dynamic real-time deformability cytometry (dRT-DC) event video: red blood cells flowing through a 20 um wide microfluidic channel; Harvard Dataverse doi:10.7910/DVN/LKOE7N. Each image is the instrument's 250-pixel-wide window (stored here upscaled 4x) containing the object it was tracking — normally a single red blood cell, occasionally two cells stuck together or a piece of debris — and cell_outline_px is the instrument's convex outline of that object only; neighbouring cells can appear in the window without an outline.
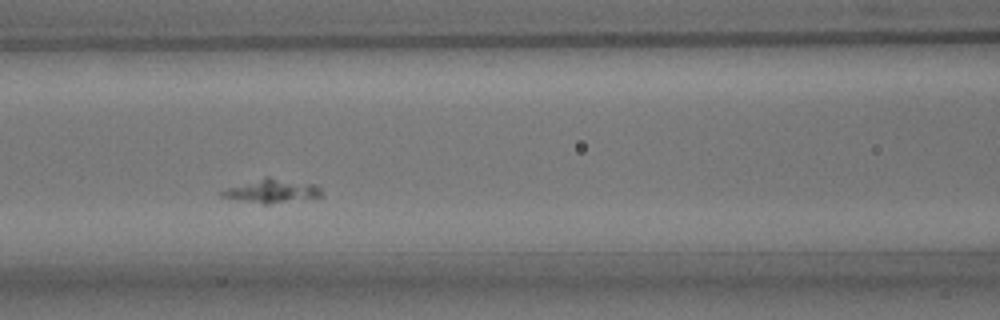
{"species": "common noctule bat (a hibernating species)", "species_latin": "Nyctalus noctula", "temperature_condition": "room temperature", "stored_images_in_passage": 7, "camera_frame_rate_fps": 3000, "um_per_image_px": 0.085, "animal": {"sex": "male", "body_mass_g": 15.6}, "frame": {"image": 1, "passage_image": 4, "time_ms": 4.333, "image_size_px": [1000, 320], "cell_outline_px": [[324, 196], [268, 204], [264, 204], [232, 200], [220, 196], [216, 192], [264, 176], [268, 176], [316, 184], [324, 192]], "centroid_in_image_um": [23.09, 16.23], "position_along_channel_um": 143.5, "area_um2": 14.1}}
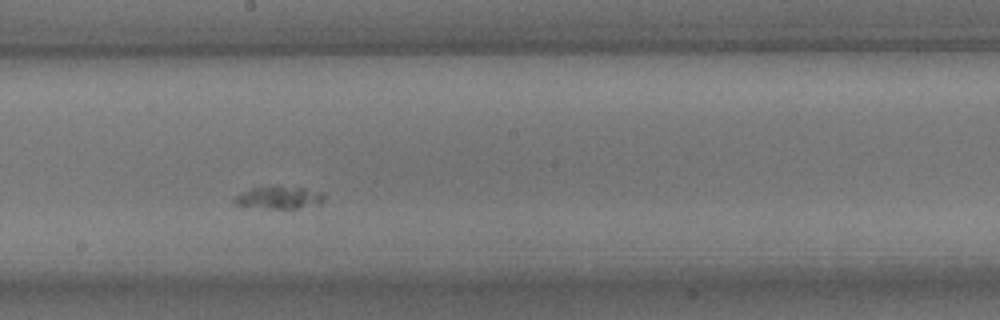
{"frame": {"image": 2, "passage_image": 6, "time_ms": 6.667, "image_size_px": [1000, 320], "cell_outline_px": [[324, 200], [320, 204], [296, 208], [268, 208], [236, 204], [232, 200], [236, 196], [252, 188], [304, 188], [320, 192], [324, 196]], "centroid_in_image_um": [23.76, 16.82], "position_along_channel_um": 224.4, "area_um2": 10.98}}
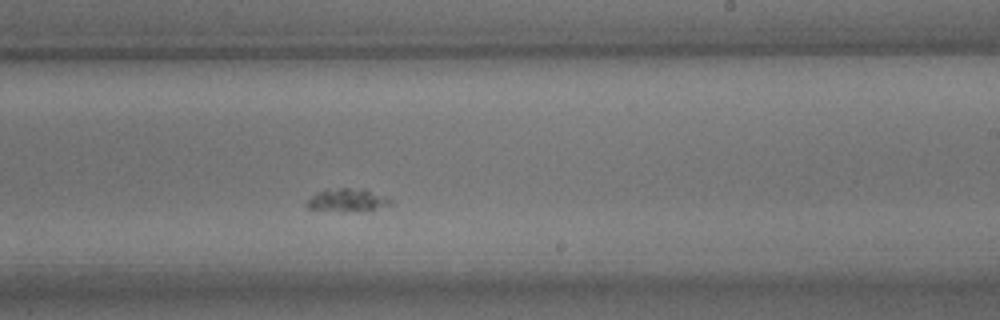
{"frame": {"image": 3, "passage_image": 7, "time_ms": 7.667, "image_size_px": [1000, 320], "cell_outline_px": [[392, 204], [372, 208], [308, 208], [308, 200], [316, 192], [324, 188], [364, 188], [388, 196], [392, 200]], "centroid_in_image_um": [29.58, 16.89], "position_along_channel_um": 259.4, "area_um2": 10.29}}